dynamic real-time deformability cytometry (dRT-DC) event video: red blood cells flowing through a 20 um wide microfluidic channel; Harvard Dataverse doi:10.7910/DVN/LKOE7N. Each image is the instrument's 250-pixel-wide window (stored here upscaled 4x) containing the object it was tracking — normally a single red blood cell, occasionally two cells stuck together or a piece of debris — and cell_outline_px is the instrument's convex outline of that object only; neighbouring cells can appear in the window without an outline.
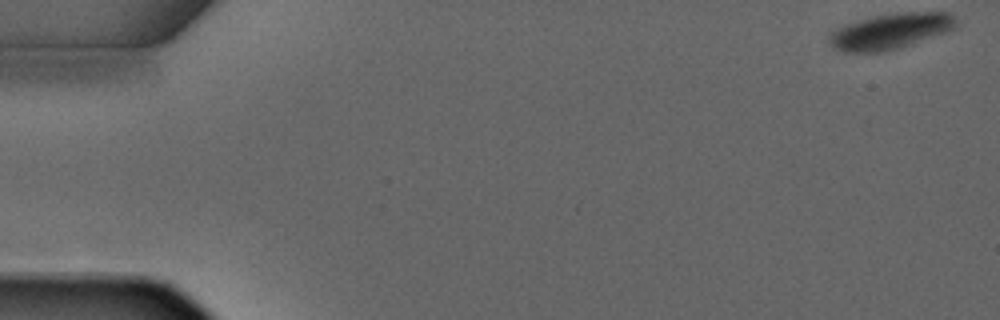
{"species": "common noctule bat (a hibernating species)", "species_latin": "Nyctalus noctula", "temperature_condition": "warm", "stored_images_in_passage": 4, "camera_frame_rate_fps": 3000, "um_per_image_px": 0.085, "animal": {"sex": "male", "forearm_length_mm": 52.5}, "frame": {"image": 1, "passage_image": 1, "time_ms": 0.0, "image_size_px": [1000, 320], "cell_outline_px": [[960, 28], [900, 48], [884, 52], [844, 52], [836, 48], [828, 40], [828, 32], [836, 28], [860, 20], [876, 16], [900, 12], [952, 12], [960, 24]], "centroid_in_image_um": [75.79, 2.65], "position_along_channel_um": 9.2, "area_um2": 26.76}}
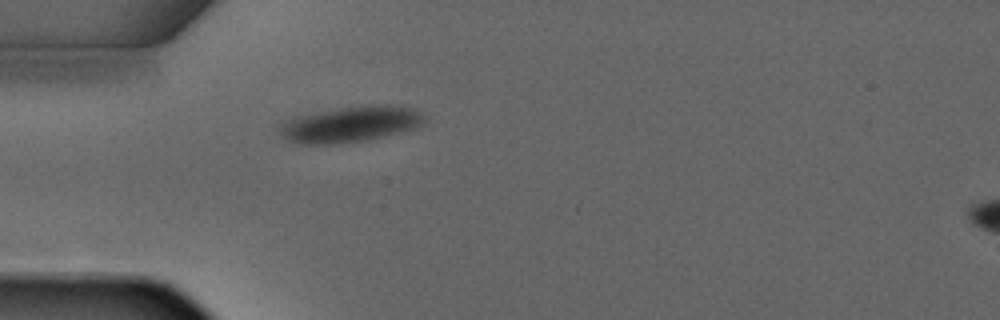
{"frame": {"image": 2, "passage_image": 4, "time_ms": 4.0, "image_size_px": [1000, 320], "cell_outline_px": [[428, 120], [424, 124], [416, 128], [404, 132], [368, 140], [336, 144], [296, 144], [288, 140], [276, 128], [284, 120], [292, 116], [336, 108], [364, 104], [396, 104], [416, 108]], "centroid_in_image_um": [29.83, 10.54], "position_along_channel_um": 55.2, "area_um2": 31.44}}